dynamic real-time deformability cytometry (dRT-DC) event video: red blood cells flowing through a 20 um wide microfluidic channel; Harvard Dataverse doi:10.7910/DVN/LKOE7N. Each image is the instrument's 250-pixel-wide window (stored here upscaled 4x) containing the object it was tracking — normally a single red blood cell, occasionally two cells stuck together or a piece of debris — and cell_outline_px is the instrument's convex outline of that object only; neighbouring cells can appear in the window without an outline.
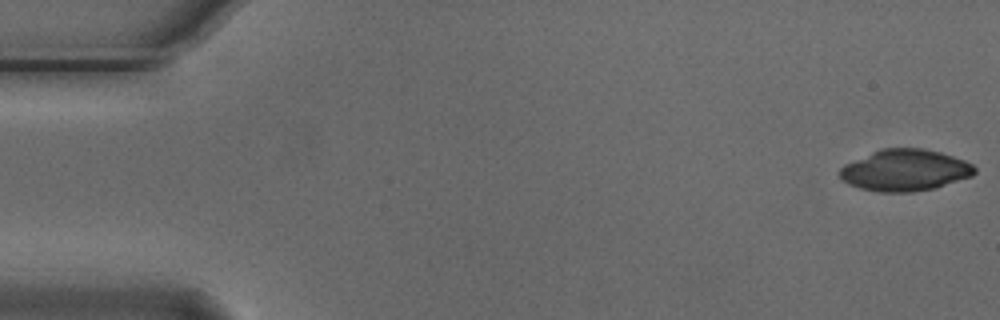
{"species": "Egyptian fruit bat (a non-hibernating species)", "species_latin": "Rousettus aegyptiacus", "temperature_condition": "cold", "stored_images_in_passage": 11, "camera_frame_rate_fps": 3000, "um_per_image_px": 0.085, "animal": {"sex": "male"}, "frame": {"image": 1, "passage_image": 1, "time_ms": 0.0, "image_size_px": [1000, 320], "cell_outline_px": [[976, 172], [972, 176], [932, 188], [912, 192], [880, 192], [860, 188], [848, 184], [840, 180], [836, 172], [844, 164], [872, 152], [884, 148], [920, 148], [940, 152], [964, 160], [972, 164], [976, 168]], "centroid_in_image_um": [76.87, 14.47], "position_along_channel_um": 8.1, "area_um2": 32.6}}